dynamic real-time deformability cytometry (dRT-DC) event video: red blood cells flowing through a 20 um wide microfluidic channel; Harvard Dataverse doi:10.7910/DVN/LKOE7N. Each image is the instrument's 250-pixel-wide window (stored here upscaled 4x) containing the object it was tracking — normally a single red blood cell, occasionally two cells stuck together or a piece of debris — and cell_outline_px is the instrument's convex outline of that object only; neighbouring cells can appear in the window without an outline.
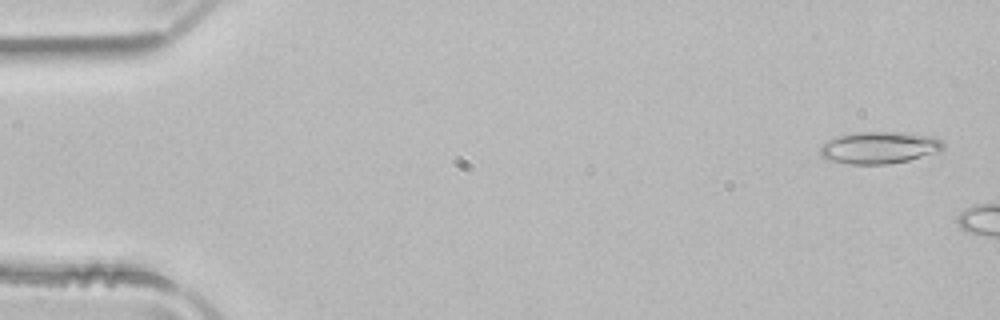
{"species": "common noctule bat (a hibernating species)", "species_latin": "Nyctalus noctula", "temperature_condition": "room temperature", "stored_images_in_passage": 6, "camera_frame_rate_fps": 3000, "um_per_image_px": 0.085, "animal": {"sex": "male", "body_mass_g": 21.5, "forearm_length_mm": 52.0}, "frame": {"image": 1, "passage_image": 2, "time_ms": 0.333, "image_size_px": [1000, 320], "cell_outline_px": [[944, 148], [940, 152], [908, 160], [888, 164], [848, 164], [828, 160], [820, 156], [820, 148], [828, 140], [836, 136], [856, 132], [900, 132], [932, 136], [940, 140], [944, 144]], "centroid_in_image_um": [74.74, 12.55], "position_along_channel_um": 10.3, "area_um2": 23.06}}